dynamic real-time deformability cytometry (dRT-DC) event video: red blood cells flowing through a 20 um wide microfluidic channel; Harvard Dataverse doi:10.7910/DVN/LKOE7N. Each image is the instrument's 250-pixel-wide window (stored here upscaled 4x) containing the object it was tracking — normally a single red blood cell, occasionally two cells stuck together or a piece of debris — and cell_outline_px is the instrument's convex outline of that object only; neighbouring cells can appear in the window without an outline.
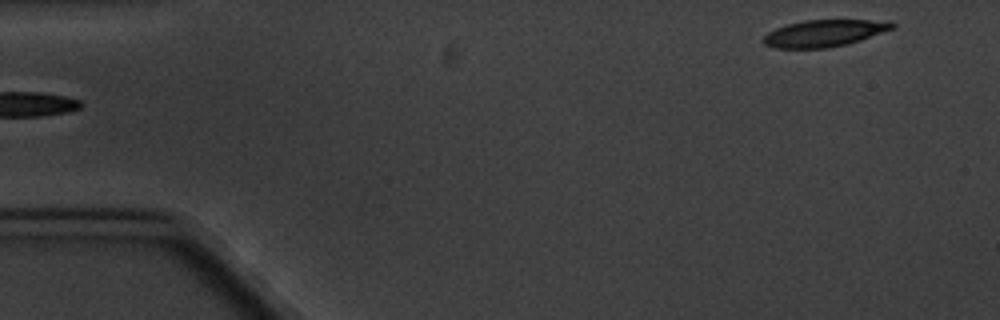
{"species": "common noctule bat (a hibernating species)", "species_latin": "Nyctalus noctula", "temperature_condition": "cold", "stored_images_in_passage": 4, "camera_frame_rate_fps": 3000, "um_per_image_px": 0.085, "animal": {"sex": "male", "body_mass_g": 20.1, "forearm_length_mm": 53.5}, "frame": {"image": 1, "passage_image": 4, "time_ms": 3.667, "image_size_px": [1000, 320], "cell_outline_px": [[896, 28], [848, 44], [828, 48], [776, 48], [764, 44], [764, 36], [768, 32], [784, 24], [804, 20], [892, 20], [896, 24]], "centroid_in_image_um": [70.11, 2.81], "position_along_channel_um": 14.9, "area_um2": 20.4}}